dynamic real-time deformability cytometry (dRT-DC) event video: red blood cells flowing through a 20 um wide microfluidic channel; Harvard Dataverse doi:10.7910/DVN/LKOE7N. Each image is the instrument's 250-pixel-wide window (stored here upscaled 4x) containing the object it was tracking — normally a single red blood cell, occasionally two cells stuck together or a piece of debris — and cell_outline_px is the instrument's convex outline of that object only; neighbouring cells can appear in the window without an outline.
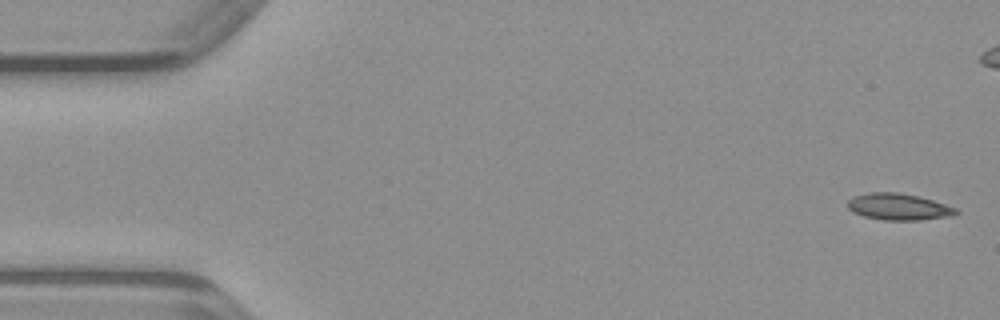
{"species": "common noctule bat (a hibernating species)", "species_latin": "Nyctalus noctula", "temperature_condition": "warm", "stored_images_in_passage": 49, "camera_frame_rate_fps": 3000, "um_per_image_px": 0.085, "animal": {"sex": "male", "body_mass_g": 23.1, "forearm_length_mm": 52.7}, "frame": {"image": 1, "passage_image": 1, "time_ms": 0.0, "image_size_px": [1000, 320], "cell_outline_px": [[960, 212], [952, 216], [920, 220], [884, 220], [864, 216], [852, 212], [848, 208], [848, 200], [852, 196], [868, 192], [896, 192], [920, 196], [956, 208]], "centroid_in_image_um": [76.36, 17.57], "position_along_channel_um": 8.6, "area_um2": 16.88}}
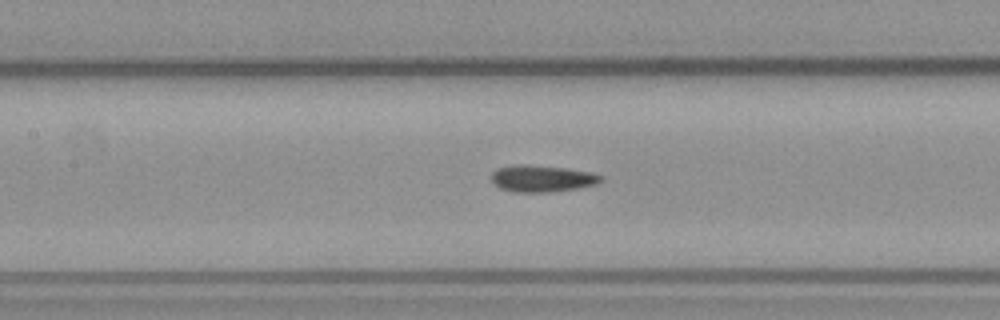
{"frame": {"image": 2, "passage_image": 21, "time_ms": 6.667, "image_size_px": [1000, 320], "cell_outline_px": [[604, 180], [596, 184], [580, 188], [552, 192], [512, 192], [500, 188], [492, 184], [492, 172], [500, 168], [524, 164], [564, 168], [592, 172], [604, 176]], "centroid_in_image_um": [46.12, 15.19], "position_along_channel_um": 161.3, "area_um2": 17.11}}
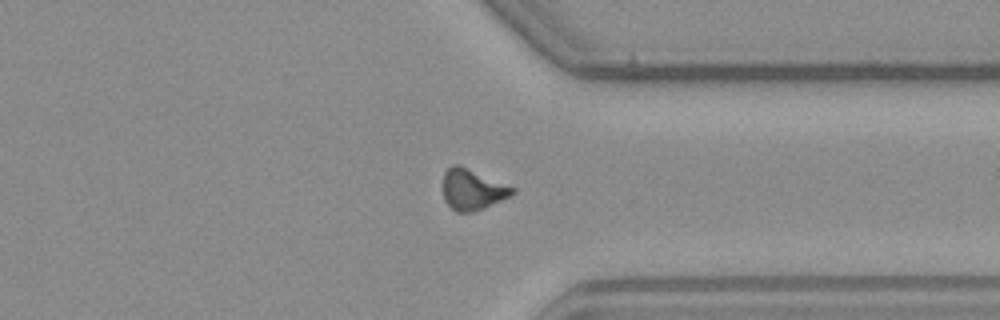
{"frame": {"image": 3, "passage_image": 36, "time_ms": 11.667, "image_size_px": [1000, 320], "cell_outline_px": [[516, 192], [512, 196], [484, 208], [472, 212], [456, 212], [444, 200], [444, 172], [452, 164], [460, 164], [516, 188]], "centroid_in_image_um": [40.19, 16.1], "position_along_channel_um": 371.2, "area_um2": 16.65}}